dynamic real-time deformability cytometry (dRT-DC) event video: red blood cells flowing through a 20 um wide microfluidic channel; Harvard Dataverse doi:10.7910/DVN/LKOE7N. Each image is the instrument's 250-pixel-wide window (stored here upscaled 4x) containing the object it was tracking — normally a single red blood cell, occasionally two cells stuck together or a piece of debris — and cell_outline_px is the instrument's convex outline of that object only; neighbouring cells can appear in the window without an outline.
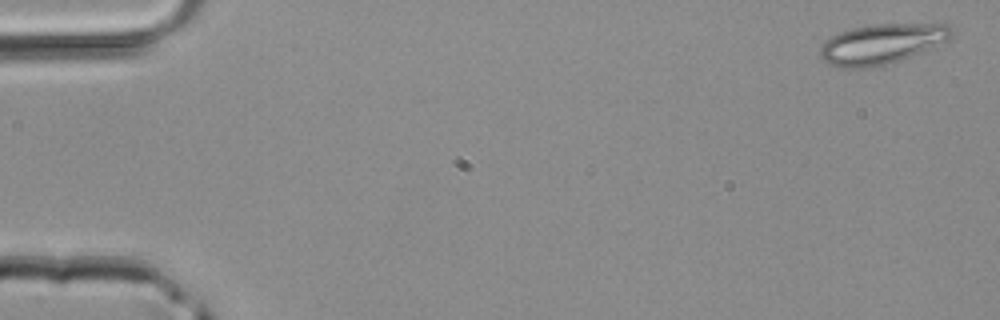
{"species": "common noctule bat (a hibernating species)", "species_latin": "Nyctalus noctula", "temperature_condition": "room temperature", "stored_images_in_passage": 46, "camera_frame_rate_fps": 3000, "um_per_image_px": 0.085, "animal": {"sex": "male", "body_mass_g": 20.4}, "frame": {"image": 1, "passage_image": 2, "time_ms": 0.333, "image_size_px": [1000, 320], "cell_outline_px": [[952, 36], [948, 40], [924, 52], [900, 60], [884, 64], [864, 68], [840, 68], [828, 64], [820, 56], [820, 48], [824, 40], [840, 32], [852, 28], [872, 24], [948, 24], [952, 28]], "centroid_in_image_um": [74.94, 3.73], "position_along_channel_um": 10.1, "area_um2": 30.75}}
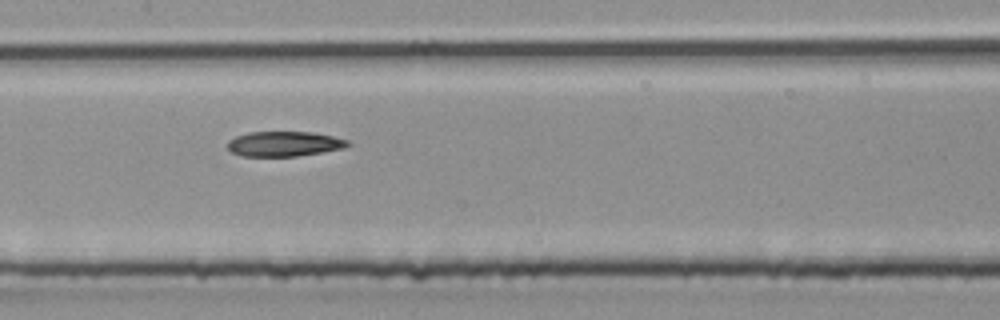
{"frame": {"image": 2, "passage_image": 23, "time_ms": 7.333, "image_size_px": [1000, 320], "cell_outline_px": [[352, 144], [344, 148], [296, 156], [240, 156], [232, 152], [228, 148], [228, 140], [236, 136], [248, 132], [312, 132], [332, 136], [348, 140]], "centroid_in_image_um": [24.15, 12.22], "position_along_channel_um": 183.3, "area_um2": 17.46}}
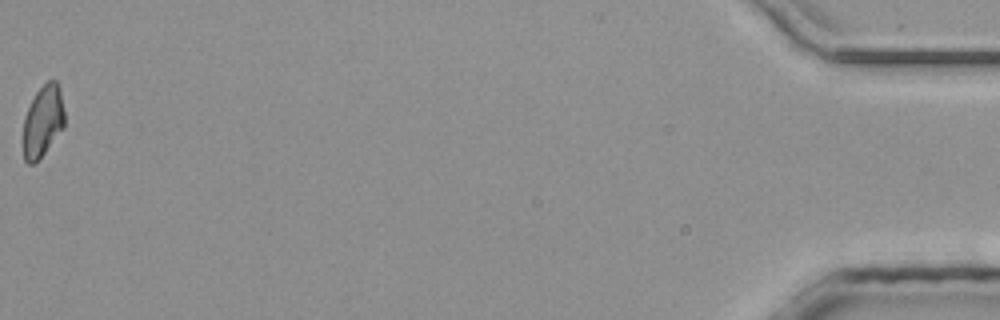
{"frame": {"image": 3, "passage_image": 46, "time_ms": 15.0, "image_size_px": [1000, 320], "cell_outline_px": [[64, 128], [44, 152], [32, 164], [28, 164], [24, 160], [24, 116], [36, 92], [48, 80], [56, 80], [60, 88], [64, 112]], "centroid_in_image_um": [3.66, 10.27], "position_along_channel_um": 431.5, "area_um2": 16.94}}